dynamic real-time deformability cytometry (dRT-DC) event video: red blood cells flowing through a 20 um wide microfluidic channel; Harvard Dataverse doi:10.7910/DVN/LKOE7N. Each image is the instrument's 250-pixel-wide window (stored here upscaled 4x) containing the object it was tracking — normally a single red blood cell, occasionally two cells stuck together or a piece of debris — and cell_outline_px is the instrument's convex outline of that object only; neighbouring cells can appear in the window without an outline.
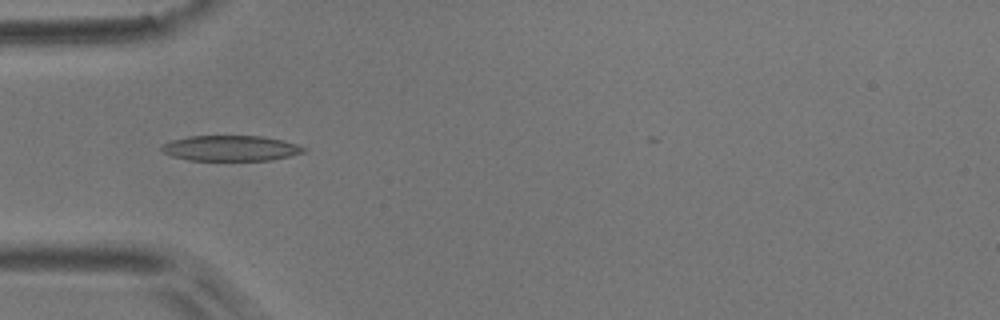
{"species": "common noctule bat (a hibernating species)", "species_latin": "Nyctalus noctula", "temperature_condition": "room temperature", "stored_images_in_passage": 2, "camera_frame_rate_fps": 3000, "um_per_image_px": 0.085, "animal": {"sex": "male", "body_mass_g": 17.9}, "frame": {"image": 1, "passage_image": 2, "time_ms": 1.667, "image_size_px": [1000, 320], "cell_outline_px": [[308, 148], [304, 152], [272, 160], [188, 160], [172, 156], [164, 152], [160, 148], [160, 144], [172, 140], [188, 136], [264, 136], [296, 144]], "centroid_in_image_um": [19.58, 12.59], "position_along_channel_um": 65.4, "area_um2": 21.04}}